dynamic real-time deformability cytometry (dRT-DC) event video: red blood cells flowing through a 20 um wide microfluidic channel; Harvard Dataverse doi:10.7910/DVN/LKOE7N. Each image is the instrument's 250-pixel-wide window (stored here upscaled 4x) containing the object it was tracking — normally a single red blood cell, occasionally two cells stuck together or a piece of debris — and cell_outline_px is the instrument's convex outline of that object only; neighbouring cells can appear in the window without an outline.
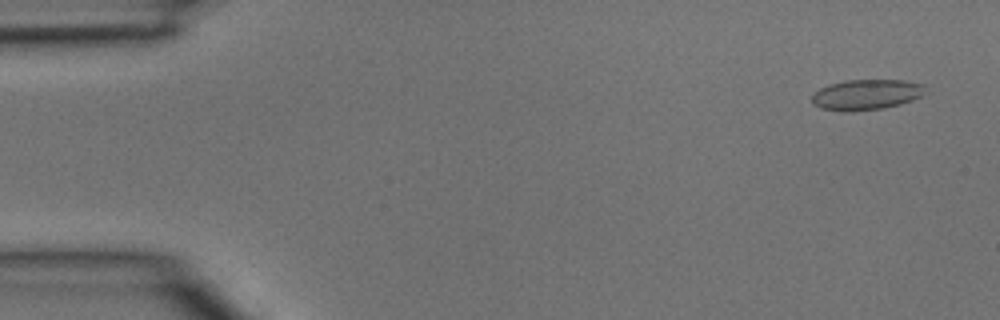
{"species": "common noctule bat (a hibernating species)", "species_latin": "Nyctalus noctula", "temperature_condition": "room temperature", "stored_images_in_passage": 2, "segment_of_instrument_passage": [2, 2], "camera_frame_rate_fps": 3000, "um_per_image_px": 0.085, "animal": {"sex": "male", "body_mass_g": 15.6}, "frame": {"image": 1, "passage_image": 2, "time_ms": 0.333, "image_size_px": [1000, 320], "cell_outline_px": [[924, 92], [920, 96], [912, 100], [900, 104], [884, 108], [844, 112], [820, 108], [812, 104], [812, 96], [820, 88], [828, 84], [848, 80], [904, 80], [924, 84]], "centroid_in_image_um": [73.61, 8.04], "position_along_channel_um": 11.4, "area_um2": 20.11}}